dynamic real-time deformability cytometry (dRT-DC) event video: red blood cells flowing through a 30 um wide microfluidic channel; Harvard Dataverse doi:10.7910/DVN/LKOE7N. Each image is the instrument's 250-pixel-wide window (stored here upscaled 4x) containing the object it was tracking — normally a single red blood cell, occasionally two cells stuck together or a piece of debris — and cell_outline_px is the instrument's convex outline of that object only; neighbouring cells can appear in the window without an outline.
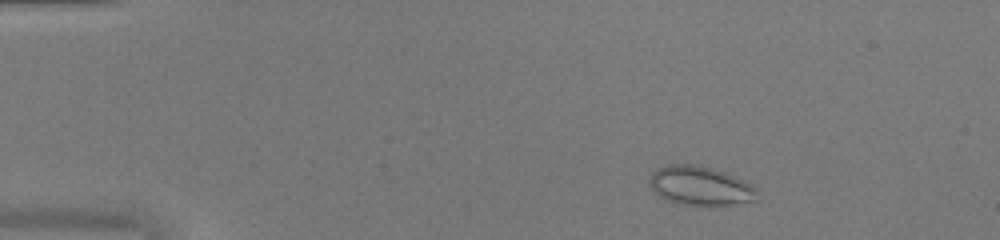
{"species": "common noctule bat (a hibernating species)", "species_latin": "Nyctalus noctula", "temperature_condition": "warm", "stored_images_in_passage": 46, "camera_frame_rate_fps": 3000, "um_per_image_px": 0.085, "animal": {"sex": "female", "body_mass_g": 20.0, "forearm_length_mm": 54.0}, "frame": {"image": 1, "passage_image": 3, "time_ms": 0.667, "image_size_px": [1000, 240], "cell_outline_px": [[756, 200], [732, 204], [684, 204], [668, 200], [660, 196], [648, 184], [648, 180], [652, 172], [656, 168], [668, 164], [696, 164], [724, 172], [752, 184], [756, 188]], "centroid_in_image_um": [59.48, 15.76], "position_along_channel_um": 25.5, "area_um2": 24.1}}
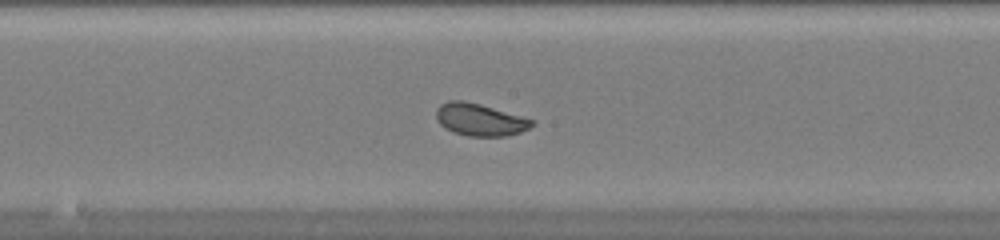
{"frame": {"image": 2, "passage_image": 23, "time_ms": 7.333, "image_size_px": [1000, 240], "cell_outline_px": [[536, 124], [520, 132], [508, 136], [468, 136], [452, 132], [444, 128], [436, 120], [436, 108], [440, 104], [448, 100], [464, 100], [480, 104], [520, 116], [532, 120]], "centroid_in_image_um": [40.73, 10.17], "position_along_channel_um": 207.5, "area_um2": 18.03}}
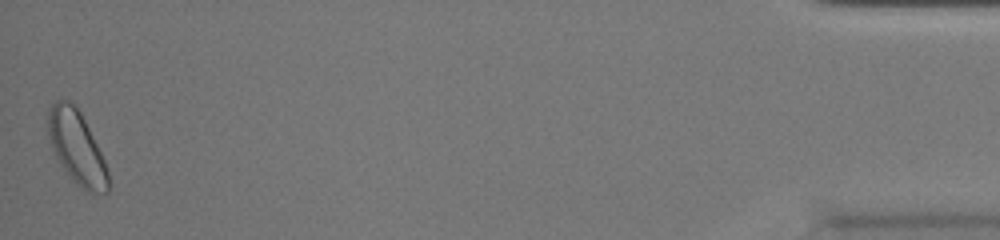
{"frame": {"image": 3, "passage_image": 46, "time_ms": 15.0, "image_size_px": [1000, 240], "cell_outline_px": [[108, 192], [92, 196], [76, 184], [68, 176], [60, 164], [52, 148], [48, 136], [48, 112], [52, 104], [56, 100], [68, 100], [80, 112], [104, 160], [108, 172]], "centroid_in_image_um": [6.52, 12.61], "position_along_channel_um": 428.7, "area_um2": 25.43}, "authors_computed_cell_mechanics": {"area_um2": 19.8543, "velocity_mm_per_s": 4.0355, "shape_relaxation_time_tau1_ms": 6.7081, "shape_relaxation_time_tau2_ms": null, "deformation_change_tau1": 0.1208, "deformation_change_tau2": null}}